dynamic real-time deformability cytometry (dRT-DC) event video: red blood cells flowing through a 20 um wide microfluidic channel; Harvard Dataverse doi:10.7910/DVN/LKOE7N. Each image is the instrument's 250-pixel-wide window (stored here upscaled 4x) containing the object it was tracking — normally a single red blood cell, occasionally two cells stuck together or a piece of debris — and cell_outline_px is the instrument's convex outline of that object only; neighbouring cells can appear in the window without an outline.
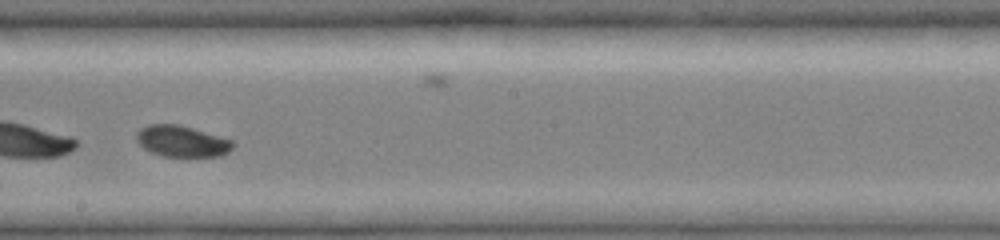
{"species": "common noctule bat (a hibernating species)", "species_latin": "Nyctalus noctula", "temperature_condition": "cold", "stored_images_in_passage": 14, "camera_frame_rate_fps": 3000, "um_per_image_px": 0.085, "animal": {"sex": "female", "body_mass_g": 19.0, "forearm_length_mm": 51.5}, "frame": {"image": 1, "passage_image": 12, "time_ms": 3.667, "image_size_px": [1000, 240], "cell_outline_px": [[236, 144], [228, 152], [220, 156], [164, 156], [152, 152], [144, 148], [136, 140], [136, 132], [140, 128], [148, 124], [176, 124], [192, 128], [232, 140]], "centroid_in_image_um": [15.45, 12.0], "position_along_channel_um": 232.8, "area_um2": 17.4}}